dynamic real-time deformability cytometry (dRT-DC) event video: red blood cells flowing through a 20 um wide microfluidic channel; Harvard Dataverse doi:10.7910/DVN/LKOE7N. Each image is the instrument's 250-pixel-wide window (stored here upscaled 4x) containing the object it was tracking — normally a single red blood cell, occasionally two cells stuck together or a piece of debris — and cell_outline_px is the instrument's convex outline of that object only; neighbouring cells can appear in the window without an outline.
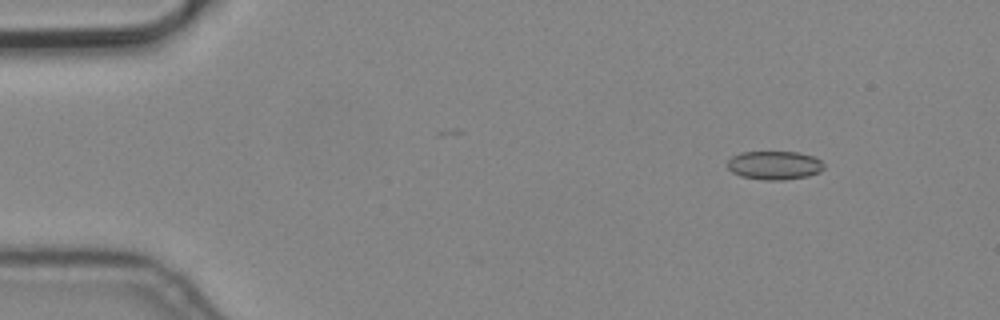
{"species": "common noctule bat (a hibernating species)", "species_latin": "Nyctalus noctula", "temperature_condition": "cold", "stored_images_in_passage": 4, "camera_frame_rate_fps": 3000, "um_per_image_px": 0.085, "animal": {"sex": "male", "body_mass_g": 19.2, "forearm_length_mm": 51.8}, "frame": {"image": 1, "passage_image": 1, "time_ms": 0.0, "image_size_px": [1000, 320], "cell_outline_px": [[824, 168], [820, 172], [808, 176], [784, 180], [764, 180], [740, 176], [732, 172], [728, 168], [728, 160], [732, 156], [740, 152], [796, 152], [812, 156], [820, 160], [824, 164]], "centroid_in_image_um": [65.82, 14.05], "position_along_channel_um": 19.2, "area_um2": 16.13}}